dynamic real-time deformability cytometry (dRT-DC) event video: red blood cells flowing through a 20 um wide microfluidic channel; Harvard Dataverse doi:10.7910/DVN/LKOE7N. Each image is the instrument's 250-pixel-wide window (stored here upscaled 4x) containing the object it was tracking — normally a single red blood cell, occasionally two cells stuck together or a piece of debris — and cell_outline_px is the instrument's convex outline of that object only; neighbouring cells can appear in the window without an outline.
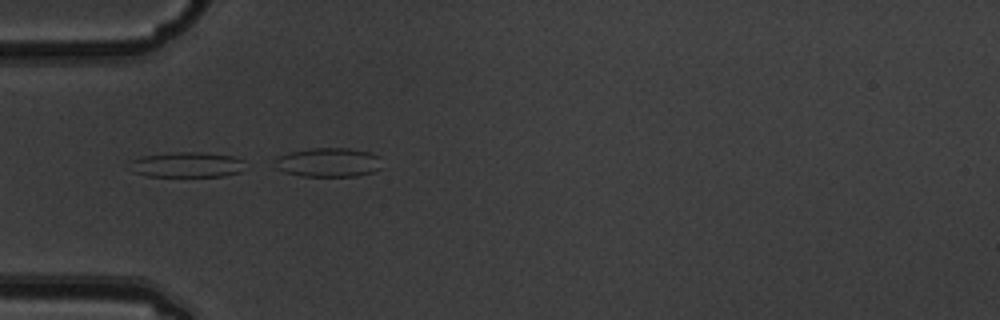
{"species": "common noctule bat (a hibernating species)", "species_latin": "Nyctalus noctula", "temperature_condition": "warm", "stored_images_in_passage": 5, "camera_frame_rate_fps": 3000, "um_per_image_px": 0.085, "animal": {"sex": "male", "body_mass_g": 19.5, "forearm_length_mm": 54.6}, "frame": {"image": 1, "passage_image": 4, "time_ms": 1.0, "image_size_px": [1000, 320], "cell_outline_px": [[248, 168], [240, 172], [224, 176], [148, 176], [132, 172], [132, 160], [140, 156], [168, 152], [200, 152], [236, 156], [244, 160]], "centroid_in_image_um": [15.97, 13.99], "position_along_channel_um": 69.0, "area_um2": 17.34}}